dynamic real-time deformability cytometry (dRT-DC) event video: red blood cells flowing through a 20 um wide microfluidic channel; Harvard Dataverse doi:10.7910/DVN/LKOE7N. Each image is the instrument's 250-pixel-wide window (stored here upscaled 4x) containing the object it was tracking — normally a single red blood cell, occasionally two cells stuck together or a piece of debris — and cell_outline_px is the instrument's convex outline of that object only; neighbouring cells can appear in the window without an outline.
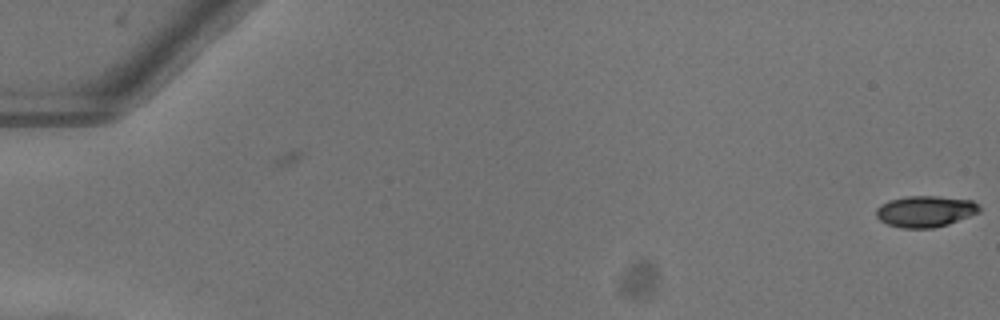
{"species": "common noctule bat (a hibernating species)", "species_latin": "Nyctalus noctula", "temperature_condition": "warm", "stored_images_in_passage": 5, "camera_frame_rate_fps": 3000, "um_per_image_px": 0.085, "animal": {"sex": "female"}, "frame": {"image": 1, "passage_image": 5, "time_ms": 1.333, "image_size_px": [1000, 320], "cell_outline_px": [[980, 212], [948, 224], [932, 228], [900, 228], [888, 224], [880, 220], [876, 216], [876, 208], [880, 204], [888, 200], [904, 196], [940, 196], [972, 200], [980, 208]], "centroid_in_image_um": [78.62, 17.96], "position_along_channel_um": 6.4, "area_um2": 18.9}}